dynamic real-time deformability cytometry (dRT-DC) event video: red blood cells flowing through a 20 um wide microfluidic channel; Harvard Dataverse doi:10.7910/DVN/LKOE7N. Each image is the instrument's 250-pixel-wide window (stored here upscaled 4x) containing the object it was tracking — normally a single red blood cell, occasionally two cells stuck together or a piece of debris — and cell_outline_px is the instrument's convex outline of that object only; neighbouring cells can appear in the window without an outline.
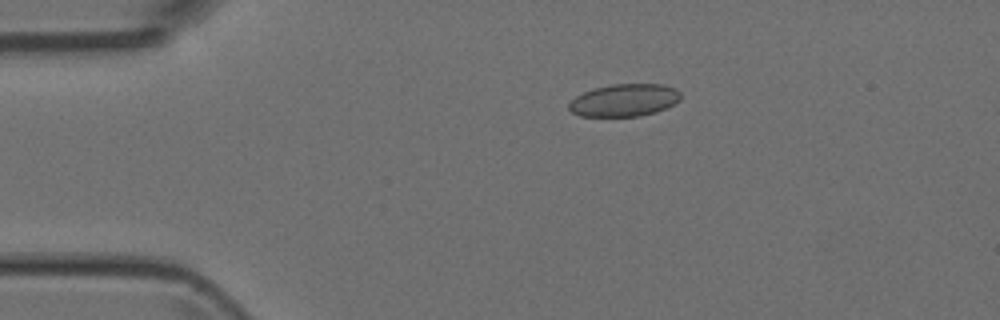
{"species": "Egyptian fruit bat (a non-hibernating species)", "species_latin": "Rousettus aegyptiacus", "temperature_condition": "room temperature", "stored_images_in_passage": 39, "camera_frame_rate_fps": 3000, "um_per_image_px": 0.085, "animal": {"sex": "female"}, "frame": {"image": 1, "passage_image": 1, "time_ms": 0.0, "image_size_px": [1000, 320], "cell_outline_px": [[680, 100], [656, 112], [636, 116], [580, 116], [572, 112], [568, 108], [568, 104], [576, 96], [592, 88], [612, 84], [664, 84], [676, 88], [680, 92]], "centroid_in_image_um": [53.05, 8.5], "position_along_channel_um": 31.9, "area_um2": 21.1}}
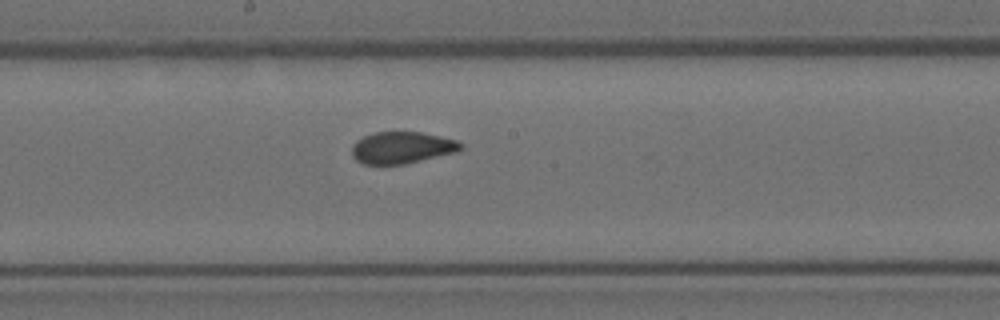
{"frame": {"image": 2, "passage_image": 17, "time_ms": 5.333, "image_size_px": [1000, 320], "cell_outline_px": [[464, 148], [456, 152], [404, 164], [364, 164], [356, 160], [352, 156], [352, 144], [356, 140], [372, 132], [420, 132], [440, 136], [456, 140], [464, 144]], "centroid_in_image_um": [34.16, 12.54], "position_along_channel_um": 214.0, "area_um2": 20.23}}
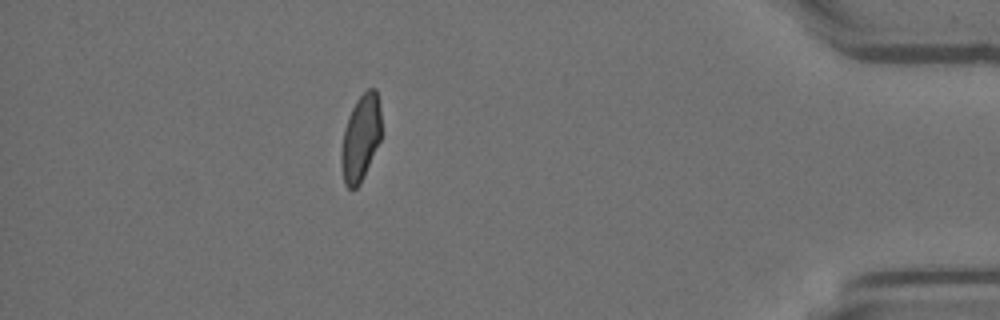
{"frame": {"image": 3, "passage_image": 34, "time_ms": 11.0, "image_size_px": [1000, 320], "cell_outline_px": [[380, 140], [364, 176], [360, 184], [356, 188], [348, 188], [344, 184], [340, 164], [340, 152], [344, 128], [348, 116], [356, 100], [368, 88], [376, 88], [380, 104]], "centroid_in_image_um": [30.63, 11.73], "position_along_channel_um": 404.6, "area_um2": 20.29}}